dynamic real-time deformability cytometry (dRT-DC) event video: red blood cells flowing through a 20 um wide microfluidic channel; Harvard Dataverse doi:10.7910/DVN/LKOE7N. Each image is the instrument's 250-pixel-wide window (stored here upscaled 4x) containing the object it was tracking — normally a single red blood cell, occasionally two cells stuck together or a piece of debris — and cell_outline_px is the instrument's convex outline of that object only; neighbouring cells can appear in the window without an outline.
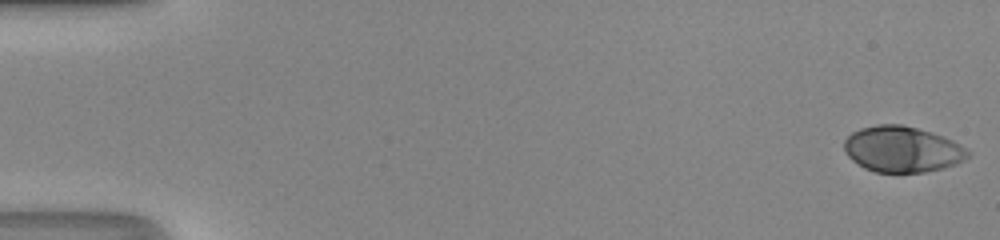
{"species": "human", "species_latin": "Homo sapiens", "temperature_condition": "room temperature", "stored_images_in_passage": 51, "camera_frame_rate_fps": 3000, "um_per_image_px": 0.085, "donor": {"sex": "male"}, "frame": {"image": 1, "passage_image": 1, "time_ms": 0.0, "image_size_px": [1000, 240], "cell_outline_px": [[972, 152], [964, 160], [956, 164], [944, 168], [924, 172], [876, 172], [864, 168], [852, 160], [844, 152], [844, 140], [852, 132], [860, 128], [876, 124], [904, 124], [932, 132], [944, 136], [960, 144]], "centroid_in_image_um": [76.69, 12.67], "position_along_channel_um": 8.3, "area_um2": 33.41}}
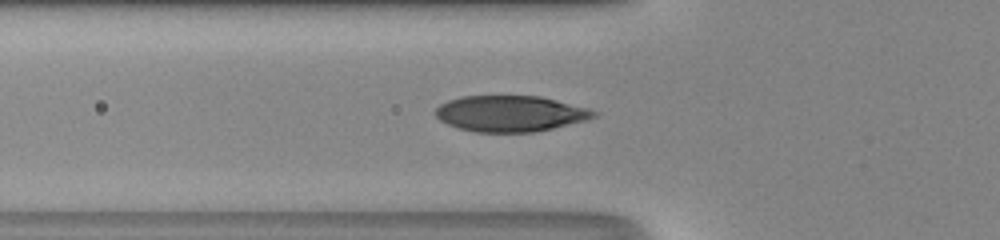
{"frame": {"image": 2, "passage_image": 19, "time_ms": 6.0, "image_size_px": [1000, 240], "cell_outline_px": [[600, 112], [596, 116], [584, 120], [552, 128], [532, 132], [476, 132], [456, 128], [440, 120], [436, 116], [436, 108], [440, 104], [448, 100], [460, 96], [540, 96], [588, 108]], "centroid_in_image_um": [43.35, 9.65], "position_along_channel_um": 82.5, "area_um2": 33.06}}
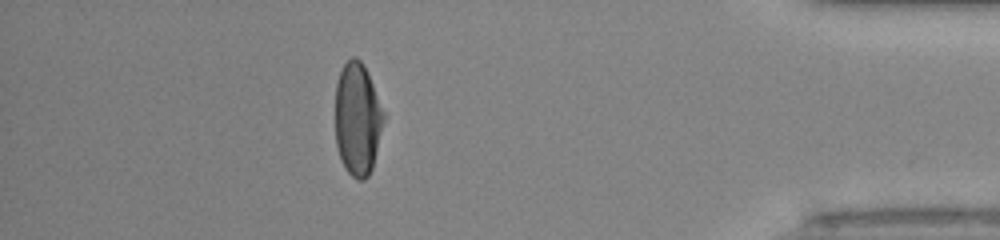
{"frame": {"image": 3, "passage_image": 45, "time_ms": 14.667, "image_size_px": [1000, 240], "cell_outline_px": [[384, 120], [372, 168], [368, 176], [364, 180], [356, 180], [344, 168], [340, 160], [336, 144], [336, 84], [340, 72], [344, 64], [352, 56], [356, 56], [364, 64], [384, 112]], "centroid_in_image_um": [30.38, 10.13], "position_along_channel_um": 404.8, "area_um2": 31.73}}